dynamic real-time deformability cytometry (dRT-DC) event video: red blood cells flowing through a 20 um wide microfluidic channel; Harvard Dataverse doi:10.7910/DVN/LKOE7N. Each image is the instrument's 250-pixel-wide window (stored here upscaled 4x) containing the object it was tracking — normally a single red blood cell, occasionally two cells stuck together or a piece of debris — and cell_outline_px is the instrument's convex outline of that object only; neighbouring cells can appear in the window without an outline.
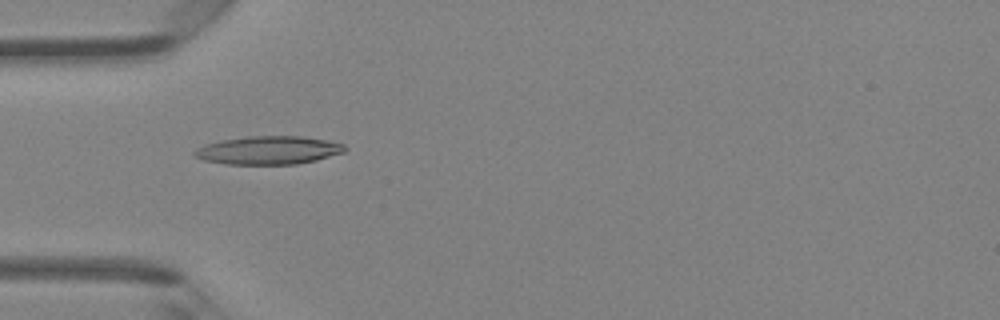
{"species": "Egyptian fruit bat (a non-hibernating species)", "species_latin": "Rousettus aegyptiacus", "temperature_condition": "room temperature", "stored_images_in_passage": 5, "camera_frame_rate_fps": 3000, "um_per_image_px": 0.085, "animal": {"sex": "female"}, "frame": {"image": 1, "passage_image": 4, "time_ms": 1.0, "image_size_px": [1000, 320], "cell_outline_px": [[348, 148], [344, 152], [316, 160], [296, 164], [224, 164], [204, 160], [196, 156], [192, 152], [196, 148], [204, 144], [220, 140], [248, 136], [300, 136], [324, 140], [344, 144]], "centroid_in_image_um": [22.79, 12.77], "position_along_channel_um": 62.2, "area_um2": 24.74}}
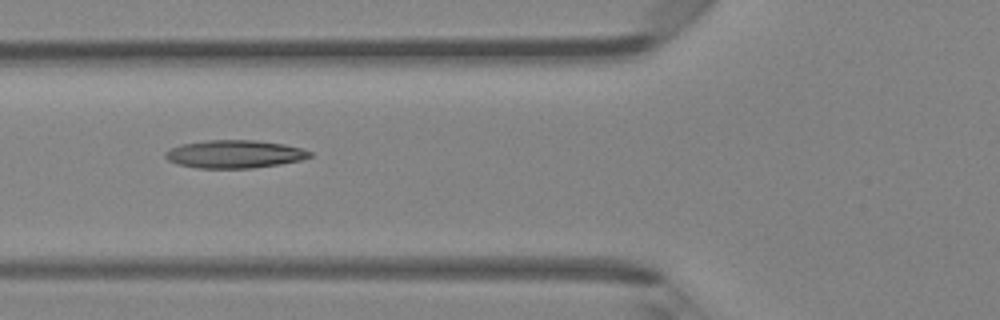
{"frame": {"image": 2, "passage_image": 5, "time_ms": 1.333, "image_size_px": [1000, 320], "cell_outline_px": [[312, 156], [300, 160], [280, 164], [252, 168], [196, 168], [176, 164], [168, 160], [164, 156], [164, 152], [180, 144], [208, 140], [256, 140], [284, 144], [300, 148], [312, 152]], "centroid_in_image_um": [19.91, 13.1], "position_along_channel_um": 105.9, "area_um2": 23.58}}